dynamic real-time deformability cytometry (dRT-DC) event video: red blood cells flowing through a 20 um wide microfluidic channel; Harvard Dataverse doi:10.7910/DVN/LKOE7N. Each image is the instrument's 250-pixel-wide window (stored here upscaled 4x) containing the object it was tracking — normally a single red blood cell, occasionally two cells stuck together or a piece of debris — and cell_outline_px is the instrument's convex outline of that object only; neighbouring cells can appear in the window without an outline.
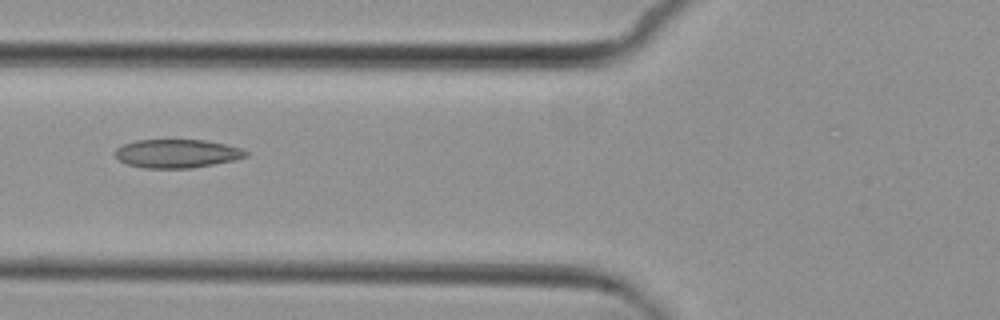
{"species": "common noctule bat (a hibernating species)", "species_latin": "Nyctalus noctula", "temperature_condition": "cold", "stored_images_in_passage": 2, "camera_frame_rate_fps": 3000, "um_per_image_px": 0.085, "animal": {"sex": "female", "body_mass_g": 29.2, "forearm_length_mm": 56.3}, "frame": {"image": 1, "passage_image": 2, "time_ms": 1.333, "image_size_px": [1000, 320], "cell_outline_px": [[248, 156], [236, 160], [192, 168], [144, 168], [128, 164], [120, 160], [116, 156], [116, 148], [124, 144], [136, 140], [208, 140], [240, 148], [248, 152]], "centroid_in_image_um": [15.07, 13.05], "position_along_channel_um": 110.7, "area_um2": 21.68}}